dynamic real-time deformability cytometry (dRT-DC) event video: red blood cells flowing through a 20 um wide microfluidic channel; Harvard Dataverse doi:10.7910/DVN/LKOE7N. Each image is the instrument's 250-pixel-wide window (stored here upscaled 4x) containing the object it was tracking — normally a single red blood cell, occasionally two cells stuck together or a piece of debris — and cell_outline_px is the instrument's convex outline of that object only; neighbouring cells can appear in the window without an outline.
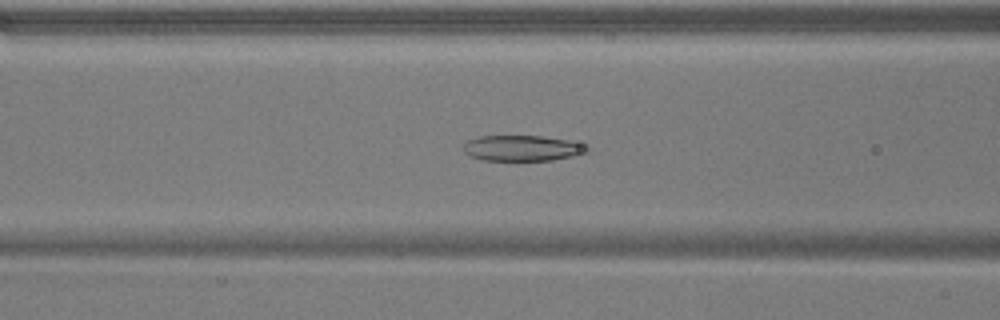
{"species": "common noctule bat (a hibernating species)", "species_latin": "Nyctalus noctula", "temperature_condition": "warm", "stored_images_in_passage": 51, "camera_frame_rate_fps": 3000, "um_per_image_px": 0.085, "animal": {"sex": "male", "body_mass_g": 17.9}, "frame": {"image": 1, "passage_image": 20, "time_ms": 6.333, "image_size_px": [1000, 320], "cell_outline_px": [[592, 148], [588, 152], [572, 156], [552, 160], [480, 160], [464, 152], [464, 144], [468, 140], [480, 136], [540, 136], [568, 140]], "centroid_in_image_um": [44.39, 12.59], "position_along_channel_um": 122.2, "area_um2": 18.32}}
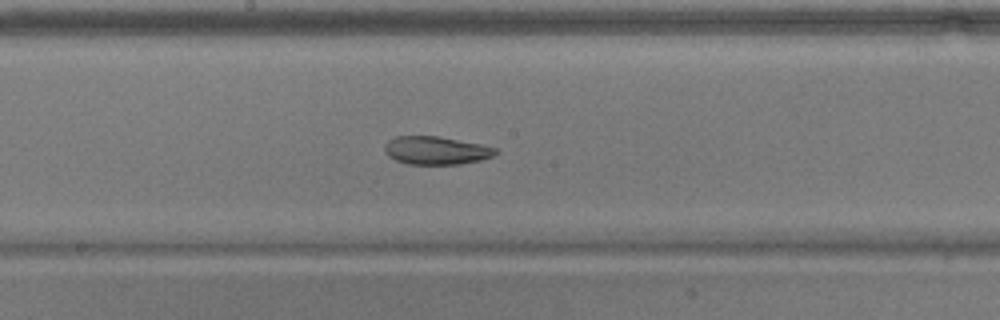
{"frame": {"image": 2, "passage_image": 27, "time_ms": 8.667, "image_size_px": [1000, 320], "cell_outline_px": [[500, 152], [492, 156], [480, 160], [460, 164], [408, 164], [396, 160], [388, 156], [384, 152], [384, 144], [388, 140], [396, 136], [440, 136], [480, 144], [496, 148]], "centroid_in_image_um": [37.05, 12.78], "position_along_channel_um": 211.2, "area_um2": 18.26}}
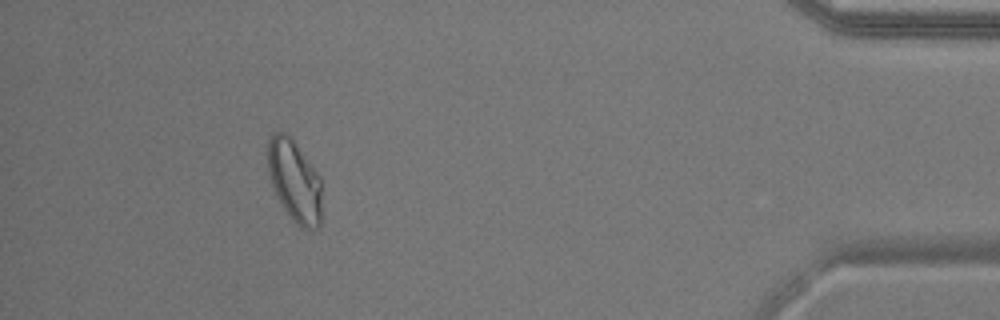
{"frame": {"image": 3, "passage_image": 47, "time_ms": 15.333, "image_size_px": [1000, 320], "cell_outline_px": [[320, 224], [316, 228], [300, 228], [292, 220], [276, 196], [268, 172], [268, 140], [272, 132], [284, 132], [292, 136], [320, 176]], "centroid_in_image_um": [25.02, 15.33], "position_along_channel_um": 410.2, "area_um2": 25.84}, "authors_computed_cell_mechanics": {"area_um2": 23.698, "velocity_mm_per_s": 3.8091, "shape_relaxation_time_tau1_ms": null, "shape_relaxation_time_tau2_ms": 7.8933, "deformation_change_tau1": null, "deformation_change_tau2": 0.1082}}